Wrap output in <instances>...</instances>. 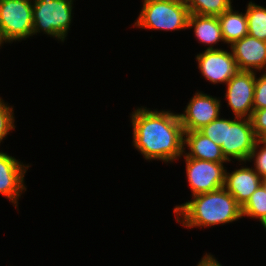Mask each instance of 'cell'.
Returning a JSON list of instances; mask_svg holds the SVG:
<instances>
[{
	"instance_id": "6da1fadb",
	"label": "cell",
	"mask_w": 266,
	"mask_h": 266,
	"mask_svg": "<svg viewBox=\"0 0 266 266\" xmlns=\"http://www.w3.org/2000/svg\"><path fill=\"white\" fill-rule=\"evenodd\" d=\"M132 143L145 160L177 161L184 152V130L178 113L137 107L130 114Z\"/></svg>"
},
{
	"instance_id": "7a4b0ae2",
	"label": "cell",
	"mask_w": 266,
	"mask_h": 266,
	"mask_svg": "<svg viewBox=\"0 0 266 266\" xmlns=\"http://www.w3.org/2000/svg\"><path fill=\"white\" fill-rule=\"evenodd\" d=\"M188 202L176 205V222L188 228H209L240 220L241 206L224 188L191 196Z\"/></svg>"
},
{
	"instance_id": "3957f363",
	"label": "cell",
	"mask_w": 266,
	"mask_h": 266,
	"mask_svg": "<svg viewBox=\"0 0 266 266\" xmlns=\"http://www.w3.org/2000/svg\"><path fill=\"white\" fill-rule=\"evenodd\" d=\"M190 11L183 0H143L134 27L150 30L188 29Z\"/></svg>"
},
{
	"instance_id": "277c9868",
	"label": "cell",
	"mask_w": 266,
	"mask_h": 266,
	"mask_svg": "<svg viewBox=\"0 0 266 266\" xmlns=\"http://www.w3.org/2000/svg\"><path fill=\"white\" fill-rule=\"evenodd\" d=\"M33 35L43 34L64 42L72 22L74 0H33Z\"/></svg>"
},
{
	"instance_id": "5b68a950",
	"label": "cell",
	"mask_w": 266,
	"mask_h": 266,
	"mask_svg": "<svg viewBox=\"0 0 266 266\" xmlns=\"http://www.w3.org/2000/svg\"><path fill=\"white\" fill-rule=\"evenodd\" d=\"M32 0H0V32L4 43L33 36Z\"/></svg>"
},
{
	"instance_id": "8992f818",
	"label": "cell",
	"mask_w": 266,
	"mask_h": 266,
	"mask_svg": "<svg viewBox=\"0 0 266 266\" xmlns=\"http://www.w3.org/2000/svg\"><path fill=\"white\" fill-rule=\"evenodd\" d=\"M256 142L250 119L225 118V142L221 146V151L228 162L236 159L241 165L243 162L246 163Z\"/></svg>"
},
{
	"instance_id": "52a82bcc",
	"label": "cell",
	"mask_w": 266,
	"mask_h": 266,
	"mask_svg": "<svg viewBox=\"0 0 266 266\" xmlns=\"http://www.w3.org/2000/svg\"><path fill=\"white\" fill-rule=\"evenodd\" d=\"M185 158L186 177L192 196L218 190L225 185L224 163Z\"/></svg>"
},
{
	"instance_id": "ba28073f",
	"label": "cell",
	"mask_w": 266,
	"mask_h": 266,
	"mask_svg": "<svg viewBox=\"0 0 266 266\" xmlns=\"http://www.w3.org/2000/svg\"><path fill=\"white\" fill-rule=\"evenodd\" d=\"M225 99L235 118L250 119L253 113L255 72L239 70L226 83Z\"/></svg>"
},
{
	"instance_id": "9c48e42d",
	"label": "cell",
	"mask_w": 266,
	"mask_h": 266,
	"mask_svg": "<svg viewBox=\"0 0 266 266\" xmlns=\"http://www.w3.org/2000/svg\"><path fill=\"white\" fill-rule=\"evenodd\" d=\"M221 100L212 95L197 91L186 105L183 113H178L180 122L186 131H199L201 128L219 118Z\"/></svg>"
},
{
	"instance_id": "30bf717a",
	"label": "cell",
	"mask_w": 266,
	"mask_h": 266,
	"mask_svg": "<svg viewBox=\"0 0 266 266\" xmlns=\"http://www.w3.org/2000/svg\"><path fill=\"white\" fill-rule=\"evenodd\" d=\"M199 71L205 80L225 84L239 71L232 51L204 50L196 55Z\"/></svg>"
},
{
	"instance_id": "8fae6325",
	"label": "cell",
	"mask_w": 266,
	"mask_h": 266,
	"mask_svg": "<svg viewBox=\"0 0 266 266\" xmlns=\"http://www.w3.org/2000/svg\"><path fill=\"white\" fill-rule=\"evenodd\" d=\"M29 164L16 159L8 153L0 151V194L18 208V199L26 191L24 177Z\"/></svg>"
},
{
	"instance_id": "7c38bea8",
	"label": "cell",
	"mask_w": 266,
	"mask_h": 266,
	"mask_svg": "<svg viewBox=\"0 0 266 266\" xmlns=\"http://www.w3.org/2000/svg\"><path fill=\"white\" fill-rule=\"evenodd\" d=\"M229 48L236 60L238 70L266 72V42L246 35Z\"/></svg>"
},
{
	"instance_id": "4fadbf2b",
	"label": "cell",
	"mask_w": 266,
	"mask_h": 266,
	"mask_svg": "<svg viewBox=\"0 0 266 266\" xmlns=\"http://www.w3.org/2000/svg\"><path fill=\"white\" fill-rule=\"evenodd\" d=\"M240 167L231 172H227L226 169L224 188L242 207L262 184V177L252 167L244 166V164Z\"/></svg>"
},
{
	"instance_id": "5bb4252c",
	"label": "cell",
	"mask_w": 266,
	"mask_h": 266,
	"mask_svg": "<svg viewBox=\"0 0 266 266\" xmlns=\"http://www.w3.org/2000/svg\"><path fill=\"white\" fill-rule=\"evenodd\" d=\"M183 146L184 152L181 157H190L216 163H228L222 154L221 146L217 145V143L213 142L200 131L184 132ZM186 146L189 151L185 150Z\"/></svg>"
},
{
	"instance_id": "9a60e30c",
	"label": "cell",
	"mask_w": 266,
	"mask_h": 266,
	"mask_svg": "<svg viewBox=\"0 0 266 266\" xmlns=\"http://www.w3.org/2000/svg\"><path fill=\"white\" fill-rule=\"evenodd\" d=\"M188 28H194V34L199 43L208 46L206 50L222 49L214 48L218 42L224 43L218 16L190 14Z\"/></svg>"
},
{
	"instance_id": "2e32d148",
	"label": "cell",
	"mask_w": 266,
	"mask_h": 266,
	"mask_svg": "<svg viewBox=\"0 0 266 266\" xmlns=\"http://www.w3.org/2000/svg\"><path fill=\"white\" fill-rule=\"evenodd\" d=\"M224 44L234 42L248 35L247 17L245 13L234 11L233 6L218 16Z\"/></svg>"
},
{
	"instance_id": "e0dca14e",
	"label": "cell",
	"mask_w": 266,
	"mask_h": 266,
	"mask_svg": "<svg viewBox=\"0 0 266 266\" xmlns=\"http://www.w3.org/2000/svg\"><path fill=\"white\" fill-rule=\"evenodd\" d=\"M246 8L248 35L266 42V7L249 1Z\"/></svg>"
},
{
	"instance_id": "ac0fdd59",
	"label": "cell",
	"mask_w": 266,
	"mask_h": 266,
	"mask_svg": "<svg viewBox=\"0 0 266 266\" xmlns=\"http://www.w3.org/2000/svg\"><path fill=\"white\" fill-rule=\"evenodd\" d=\"M190 14L219 16L232 7L231 0H183Z\"/></svg>"
},
{
	"instance_id": "d6986e66",
	"label": "cell",
	"mask_w": 266,
	"mask_h": 266,
	"mask_svg": "<svg viewBox=\"0 0 266 266\" xmlns=\"http://www.w3.org/2000/svg\"><path fill=\"white\" fill-rule=\"evenodd\" d=\"M241 211L242 217L259 219V222L266 216V190L262 184L241 207Z\"/></svg>"
},
{
	"instance_id": "ffe728a7",
	"label": "cell",
	"mask_w": 266,
	"mask_h": 266,
	"mask_svg": "<svg viewBox=\"0 0 266 266\" xmlns=\"http://www.w3.org/2000/svg\"><path fill=\"white\" fill-rule=\"evenodd\" d=\"M15 127L13 106L10 107L9 104L7 102L5 103L0 97V144Z\"/></svg>"
},
{
	"instance_id": "44dd1931",
	"label": "cell",
	"mask_w": 266,
	"mask_h": 266,
	"mask_svg": "<svg viewBox=\"0 0 266 266\" xmlns=\"http://www.w3.org/2000/svg\"><path fill=\"white\" fill-rule=\"evenodd\" d=\"M217 145L222 146L225 142V118L219 117L199 130Z\"/></svg>"
},
{
	"instance_id": "7402d4cb",
	"label": "cell",
	"mask_w": 266,
	"mask_h": 266,
	"mask_svg": "<svg viewBox=\"0 0 266 266\" xmlns=\"http://www.w3.org/2000/svg\"><path fill=\"white\" fill-rule=\"evenodd\" d=\"M259 148V149H258ZM254 162V170L260 177L266 176V147L257 140L247 162Z\"/></svg>"
},
{
	"instance_id": "603a6c76",
	"label": "cell",
	"mask_w": 266,
	"mask_h": 266,
	"mask_svg": "<svg viewBox=\"0 0 266 266\" xmlns=\"http://www.w3.org/2000/svg\"><path fill=\"white\" fill-rule=\"evenodd\" d=\"M255 72L254 109L266 108V72L257 77Z\"/></svg>"
},
{
	"instance_id": "cb8c5ba5",
	"label": "cell",
	"mask_w": 266,
	"mask_h": 266,
	"mask_svg": "<svg viewBox=\"0 0 266 266\" xmlns=\"http://www.w3.org/2000/svg\"><path fill=\"white\" fill-rule=\"evenodd\" d=\"M254 134L259 140L263 135L266 134V108L254 109L250 118Z\"/></svg>"
},
{
	"instance_id": "d4e9b609",
	"label": "cell",
	"mask_w": 266,
	"mask_h": 266,
	"mask_svg": "<svg viewBox=\"0 0 266 266\" xmlns=\"http://www.w3.org/2000/svg\"><path fill=\"white\" fill-rule=\"evenodd\" d=\"M197 266H222L212 254L205 253V255L198 262Z\"/></svg>"
},
{
	"instance_id": "484cf974",
	"label": "cell",
	"mask_w": 266,
	"mask_h": 266,
	"mask_svg": "<svg viewBox=\"0 0 266 266\" xmlns=\"http://www.w3.org/2000/svg\"><path fill=\"white\" fill-rule=\"evenodd\" d=\"M259 141L261 142V144H263V145L266 147V134L263 135V136L259 139Z\"/></svg>"
},
{
	"instance_id": "4316f807",
	"label": "cell",
	"mask_w": 266,
	"mask_h": 266,
	"mask_svg": "<svg viewBox=\"0 0 266 266\" xmlns=\"http://www.w3.org/2000/svg\"><path fill=\"white\" fill-rule=\"evenodd\" d=\"M261 225H263L265 231H266V216L261 220Z\"/></svg>"
},
{
	"instance_id": "83f0119b",
	"label": "cell",
	"mask_w": 266,
	"mask_h": 266,
	"mask_svg": "<svg viewBox=\"0 0 266 266\" xmlns=\"http://www.w3.org/2000/svg\"><path fill=\"white\" fill-rule=\"evenodd\" d=\"M262 185L266 190V176L262 178Z\"/></svg>"
},
{
	"instance_id": "f1b7e54d",
	"label": "cell",
	"mask_w": 266,
	"mask_h": 266,
	"mask_svg": "<svg viewBox=\"0 0 266 266\" xmlns=\"http://www.w3.org/2000/svg\"><path fill=\"white\" fill-rule=\"evenodd\" d=\"M3 44H4V42H3L2 35H1V32H0V47H2ZM0 49H1V48H0Z\"/></svg>"
}]
</instances>
